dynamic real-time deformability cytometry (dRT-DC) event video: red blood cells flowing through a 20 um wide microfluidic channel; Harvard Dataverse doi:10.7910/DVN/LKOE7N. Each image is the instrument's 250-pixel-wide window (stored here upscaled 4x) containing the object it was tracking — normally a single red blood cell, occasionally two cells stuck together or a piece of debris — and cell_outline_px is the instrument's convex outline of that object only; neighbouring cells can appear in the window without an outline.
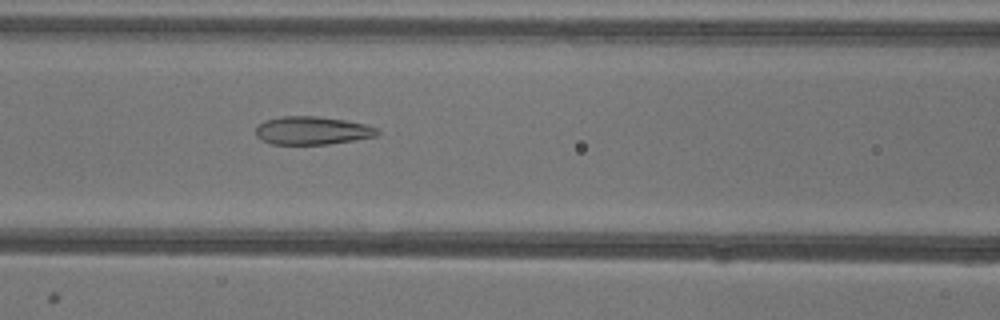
{"species": "common noctule bat (a hibernating species)", "species_latin": "Nyctalus noctula", "temperature_condition": "warm", "stored_images_in_passage": 50, "camera_frame_rate_fps": 3000, "um_per_image_px": 0.085, "animal": {"sex": "female"}, "frame": {"image": 1, "passage_image": 20, "time_ms": 6.333, "image_size_px": [1000, 320], "cell_outline_px": [[380, 132], [376, 136], [328, 144], [272, 144], [260, 140], [256, 136], [256, 128], [260, 124], [268, 120], [284, 116], [316, 116], [344, 120], [364, 124], [376, 128]], "centroid_in_image_um": [26.52, 11.1], "position_along_channel_um": 140.1, "area_um2": 19.65}}
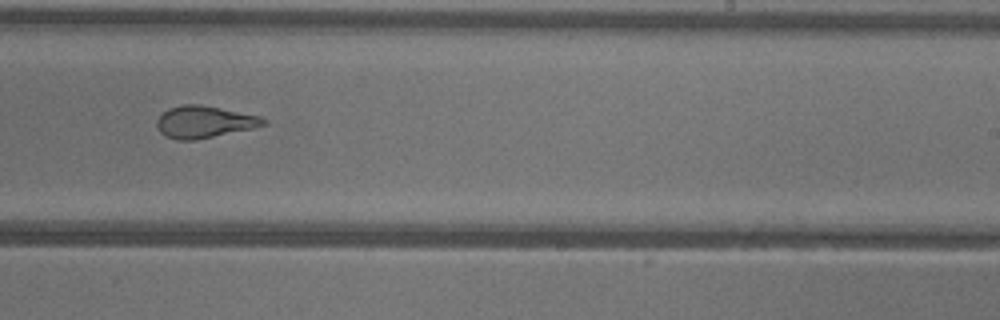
{"frame": {"image": 2, "passage_image": 30, "time_ms": 9.667, "image_size_px": [1000, 320], "cell_outline_px": [[268, 124], [252, 128], [196, 140], [176, 140], [164, 136], [160, 132], [156, 124], [156, 120], [168, 108], [184, 104], [200, 104], [260, 116], [268, 120]], "centroid_in_image_um": [17.35, 10.36], "position_along_channel_um": 271.6, "area_um2": 19.88}}
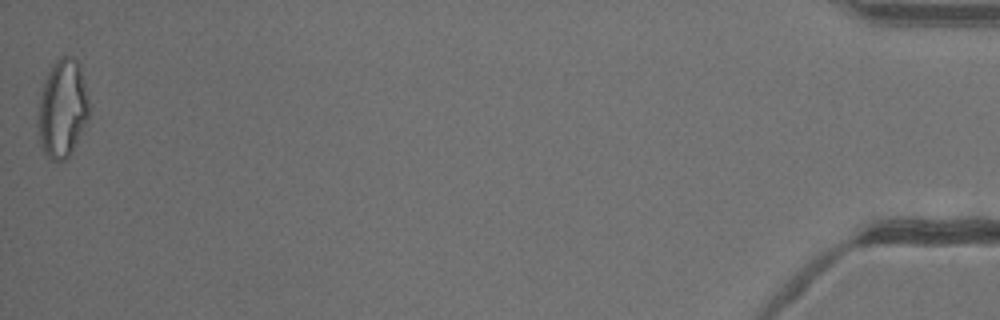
{"frame": {"image": 3, "passage_image": 50, "time_ms": 16.333, "image_size_px": [1000, 320], "cell_outline_px": [[88, 120], [72, 152], [64, 160], [52, 160], [44, 152], [40, 144], [36, 124], [36, 116], [40, 96], [44, 80], [48, 72], [56, 60], [60, 56], [72, 56], [80, 64], [88, 100]], "centroid_in_image_um": [5.28, 9.23], "position_along_channel_um": 429.9, "area_um2": 29.42}, "authors_computed_cell_mechanics": {"area_um2": 23.2356, "velocity_mm_per_s": 3.9543, "shape_relaxation_time_tau1_ms": null, "shape_relaxation_time_tau2_ms": 1.3776, "deformation_change_tau1": null, "deformation_change_tau2": 0.1004}}